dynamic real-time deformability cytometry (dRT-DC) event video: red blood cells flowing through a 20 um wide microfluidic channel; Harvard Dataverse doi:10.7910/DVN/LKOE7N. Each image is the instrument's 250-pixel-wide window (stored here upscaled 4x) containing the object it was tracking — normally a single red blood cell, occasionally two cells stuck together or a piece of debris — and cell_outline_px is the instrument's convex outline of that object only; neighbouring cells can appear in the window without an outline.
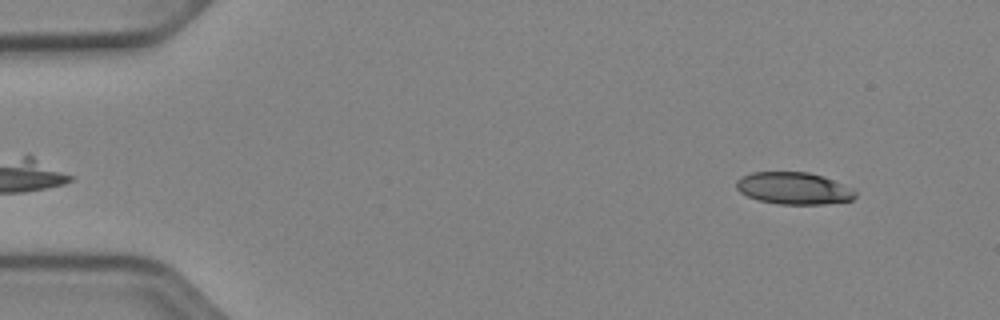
{"species": "Egyptian fruit bat (a non-hibernating species)", "species_latin": "Rousettus aegyptiacus", "temperature_condition": "cold", "stored_images_in_passage": 16, "camera_frame_rate_fps": 3000, "um_per_image_px": 0.085, "animal": {"sex": "female"}, "frame": {"image": 1, "passage_image": 4, "time_ms": 1.0, "image_size_px": [1000, 320], "cell_outline_px": [[856, 196], [852, 200], [824, 204], [780, 204], [760, 200], [748, 196], [740, 192], [736, 188], [736, 180], [740, 176], [752, 172], [808, 172], [832, 180], [852, 188], [856, 192]], "centroid_in_image_um": [67.44, 16.0], "position_along_channel_um": 17.6, "area_um2": 22.08}}
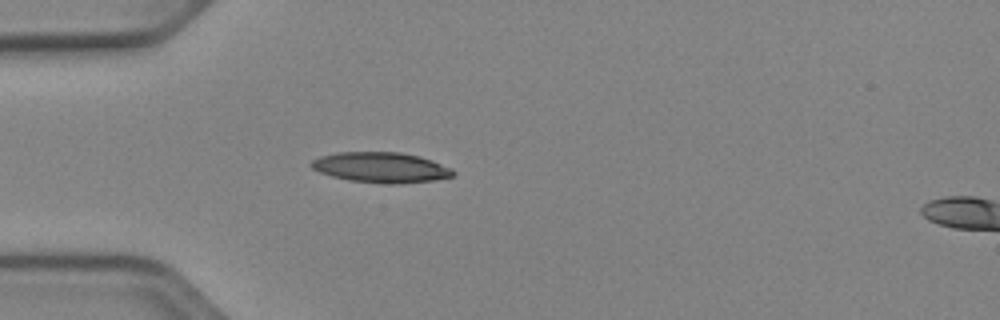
{"frame": {"image": 2, "passage_image": 14, "time_ms": 4.333, "image_size_px": [1000, 320], "cell_outline_px": [[456, 172], [452, 176], [436, 180], [396, 184], [392, 184], [348, 180], [332, 176], [320, 172], [312, 168], [308, 164], [312, 160], [320, 156], [336, 152], [400, 152], [420, 156], [432, 160], [452, 168]], "centroid_in_image_um": [32.39, 14.22], "position_along_channel_um": 52.6, "area_um2": 25.2}}